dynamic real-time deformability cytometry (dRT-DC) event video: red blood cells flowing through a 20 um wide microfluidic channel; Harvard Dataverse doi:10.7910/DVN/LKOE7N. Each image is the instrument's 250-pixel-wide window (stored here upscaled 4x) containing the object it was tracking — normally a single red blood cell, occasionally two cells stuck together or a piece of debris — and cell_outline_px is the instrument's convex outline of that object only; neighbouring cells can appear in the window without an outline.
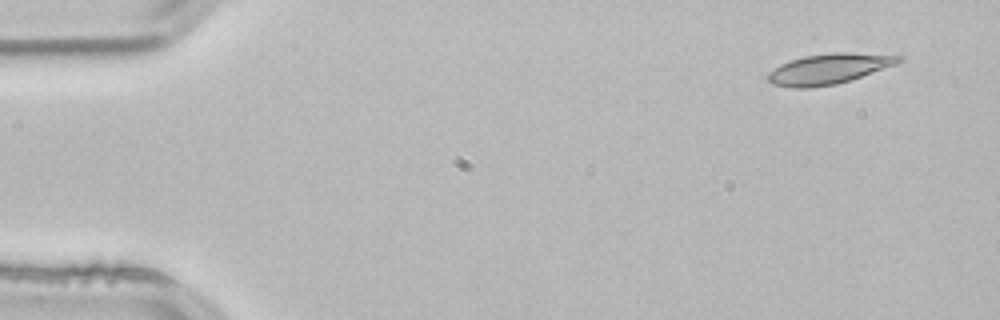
{"species": "common noctule bat (a hibernating species)", "species_latin": "Nyctalus noctula", "temperature_condition": "room temperature", "stored_images_in_passage": 3, "camera_frame_rate_fps": 3000, "um_per_image_px": 0.085, "animal": {"sex": "male", "body_mass_g": 21.5, "forearm_length_mm": 52.0}, "frame": {"image": 1, "passage_image": 1, "time_ms": 0.0, "image_size_px": [1000, 320], "cell_outline_px": [[904, 60], [896, 64], [836, 84], [808, 88], [792, 88], [772, 84], [764, 76], [768, 72], [780, 64], [804, 56], [832, 52], [848, 52], [904, 56]], "centroid_in_image_um": [70.4, 5.85], "position_along_channel_um": 14.6, "area_um2": 23.06}}
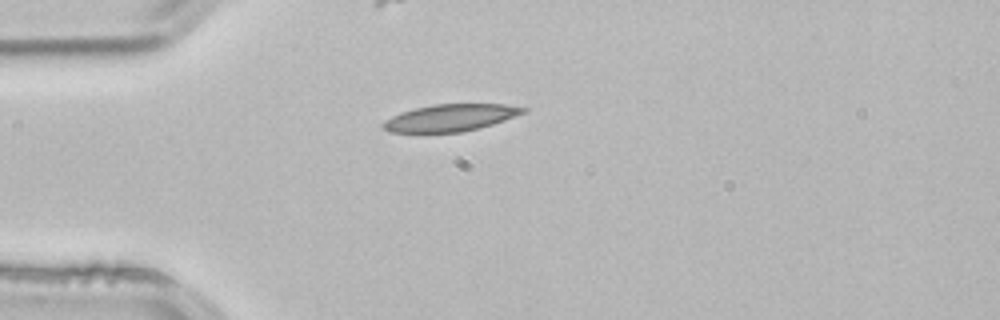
{"frame": {"image": 2, "passage_image": 3, "time_ms": 0.667, "image_size_px": [1000, 320], "cell_outline_px": [[528, 112], [480, 128], [464, 132], [388, 132], [380, 124], [384, 120], [400, 112], [432, 104], [504, 104], [528, 108]], "centroid_in_image_um": [38.3, 10.0], "position_along_channel_um": 46.7, "area_um2": 22.14}}